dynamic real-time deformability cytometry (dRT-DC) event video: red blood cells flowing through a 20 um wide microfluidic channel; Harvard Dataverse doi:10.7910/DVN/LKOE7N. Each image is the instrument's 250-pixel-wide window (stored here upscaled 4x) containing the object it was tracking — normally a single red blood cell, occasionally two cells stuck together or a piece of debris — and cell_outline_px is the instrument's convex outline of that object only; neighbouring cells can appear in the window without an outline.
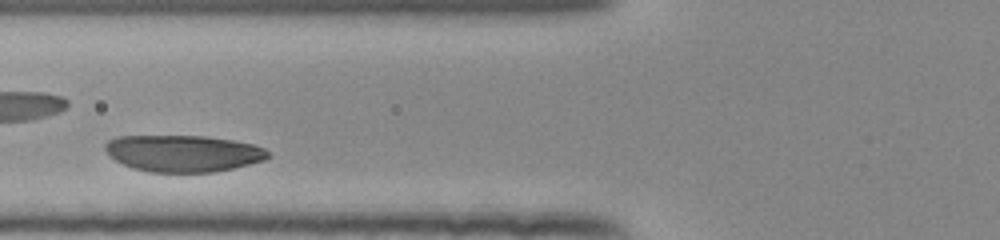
{"species": "human", "species_latin": "Homo sapiens", "temperature_condition": "room temperature", "stored_images_in_passage": 35, "camera_frame_rate_fps": 3000, "um_per_image_px": 0.085, "donor": {"sex": "female"}, "frame": {"image": 1, "passage_image": 6, "time_ms": 1.667, "image_size_px": [1000, 240], "cell_outline_px": [[272, 156], [264, 160], [216, 172], [148, 172], [132, 168], [108, 156], [104, 148], [104, 144], [108, 140], [116, 136], [204, 136], [232, 140], [252, 144], [264, 148]], "centroid_in_image_um": [15.54, 13.03], "position_along_channel_um": 110.3, "area_um2": 34.91}}
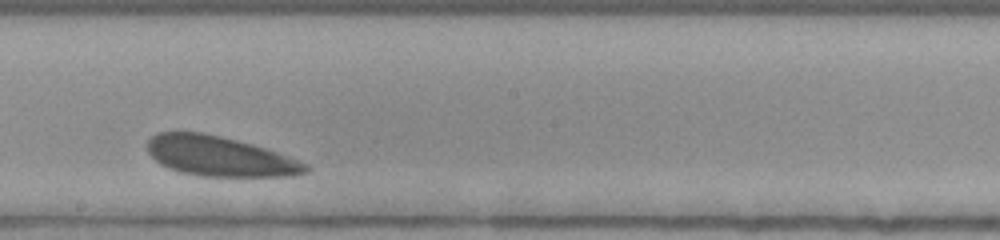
{"frame": {"image": 2, "passage_image": 16, "time_ms": 5.0, "image_size_px": [1000, 240], "cell_outline_px": [[312, 168], [308, 172], [296, 176], [200, 176], [180, 172], [168, 168], [160, 164], [148, 152], [148, 140], [156, 132], [204, 132], [252, 144], [264, 148], [308, 164]], "centroid_in_image_um": [18.67, 13.29], "position_along_channel_um": 229.5, "area_um2": 36.7}}
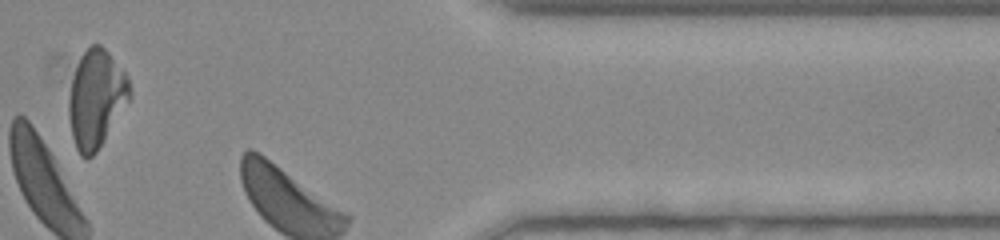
{"frame": {"image": 3, "passage_image": 30, "time_ms": 9.667, "image_size_px": [1000, 240], "cell_outline_px": [[132, 96], [104, 140], [96, 152], [88, 160], [80, 156], [76, 148], [72, 136], [68, 116], [68, 96], [72, 80], [80, 56], [92, 44], [100, 44], [108, 52], [128, 76], [132, 88]], "centroid_in_image_um": [8.17, 8.4], "position_along_channel_um": 403.2, "area_um2": 34.85}, "authors_computed_cell_mechanics": {"area_um2": 37.1654, "velocity_mm_per_s": 3.5859, "shape_relaxation_time_tau1_ms": 3.8406, "shape_relaxation_time_tau2_ms": 9.3661, "deformation_change_tau1": 0.1133, "deformation_change_tau2": 0.1707}}